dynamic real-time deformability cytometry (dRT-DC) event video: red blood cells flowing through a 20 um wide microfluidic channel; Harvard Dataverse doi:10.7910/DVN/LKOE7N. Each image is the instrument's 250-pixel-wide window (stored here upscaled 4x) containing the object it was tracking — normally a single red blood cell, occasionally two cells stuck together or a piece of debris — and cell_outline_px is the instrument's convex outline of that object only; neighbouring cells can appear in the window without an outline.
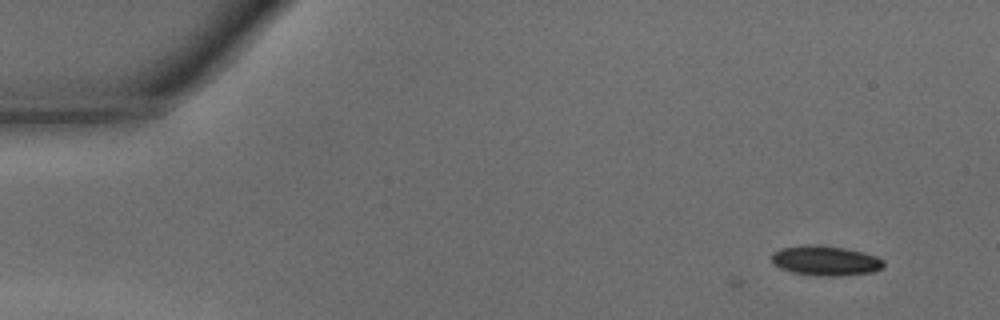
{"species": "common noctule bat (a hibernating species)", "species_latin": "Nyctalus noctula", "temperature_condition": "warm", "stored_images_in_passage": 7, "camera_frame_rate_fps": 3000, "um_per_image_px": 0.085, "animal": {"sex": "male", "body_mass_g": 15.6}, "frame": {"image": 1, "passage_image": 7, "time_ms": 2.0, "image_size_px": [1000, 320], "cell_outline_px": [[884, 268], [872, 272], [836, 276], [820, 276], [792, 272], [780, 268], [772, 264], [772, 252], [780, 248], [812, 244], [816, 244], [844, 248], [864, 252], [876, 256], [884, 260]], "centroid_in_image_um": [70.17, 22.15], "position_along_channel_um": 14.8, "area_um2": 19.59}}